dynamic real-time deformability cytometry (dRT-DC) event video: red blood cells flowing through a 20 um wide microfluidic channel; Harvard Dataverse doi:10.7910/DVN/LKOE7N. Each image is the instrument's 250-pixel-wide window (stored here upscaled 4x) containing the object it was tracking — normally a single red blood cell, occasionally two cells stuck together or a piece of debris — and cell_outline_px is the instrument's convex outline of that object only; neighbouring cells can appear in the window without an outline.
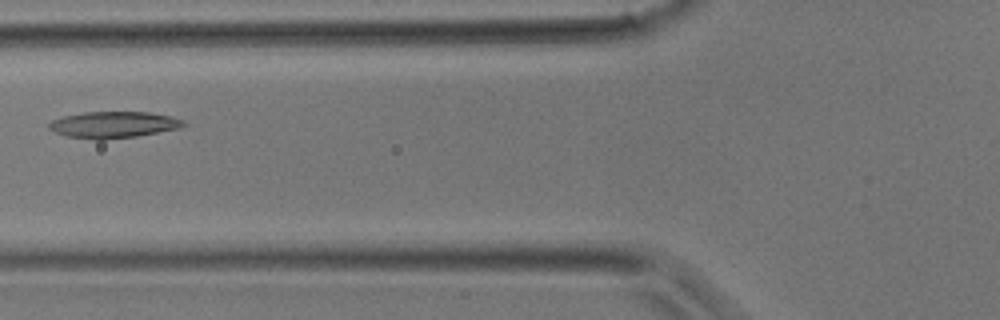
{"species": "common noctule bat (a hibernating species)", "species_latin": "Nyctalus noctula", "temperature_condition": "room temperature", "stored_images_in_passage": 36, "camera_frame_rate_fps": 3000, "um_per_image_px": 0.085, "animal": {"sex": "male", "body_mass_g": 17.9}, "frame": {"image": 1, "passage_image": 11, "time_ms": 3.333, "image_size_px": [1000, 320], "cell_outline_px": [[188, 124], [180, 128], [136, 136], [104, 140], [96, 140], [64, 136], [48, 128], [48, 124], [52, 120], [64, 116], [84, 112], [148, 112], [172, 116], [184, 120]], "centroid_in_image_um": [9.66, 10.6], "position_along_channel_um": 116.1, "area_um2": 20.87}}
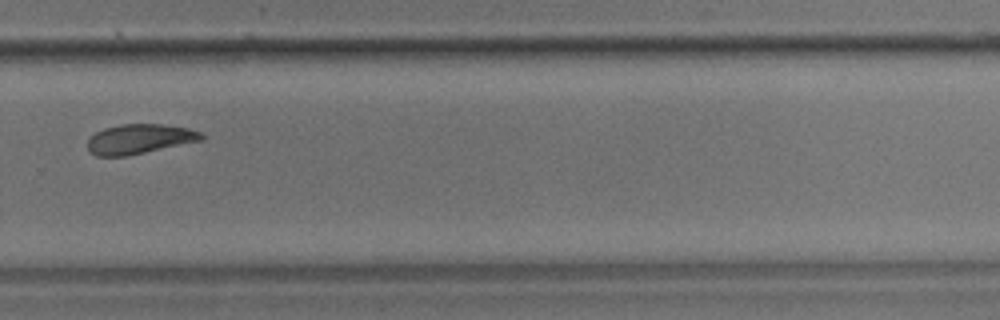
{"frame": {"image": 2, "passage_image": 23, "time_ms": 7.333, "image_size_px": [1000, 320], "cell_outline_px": [[204, 140], [128, 156], [96, 156], [88, 152], [88, 140], [96, 132], [104, 128], [120, 124], [160, 124], [188, 128], [200, 132], [204, 136]], "centroid_in_image_um": [11.85, 11.82], "position_along_channel_um": 317.9, "area_um2": 19.83}}
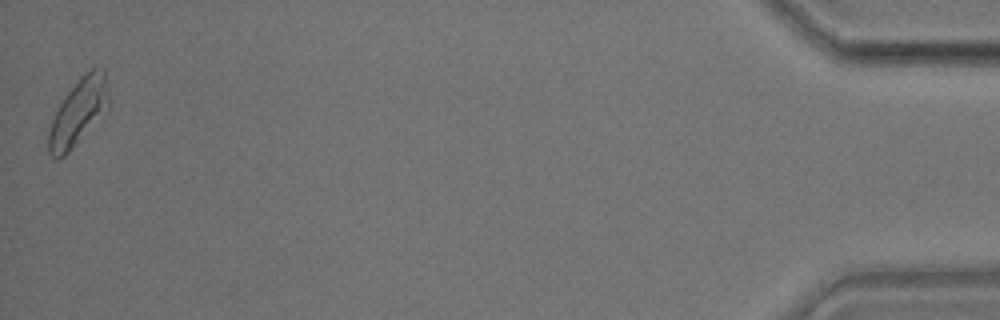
{"frame": {"image": 3, "passage_image": 35, "time_ms": 11.333, "image_size_px": [1000, 320], "cell_outline_px": [[112, 100], [68, 152], [64, 156], [56, 160], [48, 152], [48, 128], [64, 96], [80, 76], [84, 72], [92, 68], [104, 68]], "centroid_in_image_um": [6.66, 9.46], "position_along_channel_um": 428.5, "area_um2": 22.83}}